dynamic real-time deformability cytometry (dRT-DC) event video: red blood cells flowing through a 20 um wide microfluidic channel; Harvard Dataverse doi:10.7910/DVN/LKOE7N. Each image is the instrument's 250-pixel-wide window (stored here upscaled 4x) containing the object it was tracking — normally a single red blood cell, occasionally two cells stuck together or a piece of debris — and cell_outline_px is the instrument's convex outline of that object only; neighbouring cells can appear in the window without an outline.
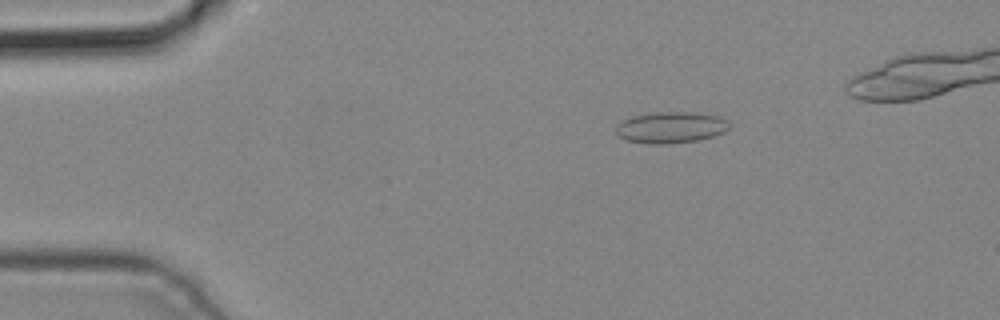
{"species": "common noctule bat (a hibernating species)", "species_latin": "Nyctalus noctula", "temperature_condition": "cold", "stored_images_in_passage": 7, "camera_frame_rate_fps": 3000, "um_per_image_px": 0.085, "animal": {"sex": "male", "body_mass_g": 19.2, "forearm_length_mm": 51.8}, "frame": {"image": 1, "passage_image": 3, "time_ms": 0.667, "image_size_px": [1000, 320], "cell_outline_px": [[732, 124], [724, 132], [712, 136], [696, 140], [668, 144], [648, 144], [628, 140], [616, 136], [616, 124], [632, 116], [656, 112], [692, 112], [720, 116], [728, 120]], "centroid_in_image_um": [57.02, 10.83], "position_along_channel_um": 28.0, "area_um2": 20.81}}
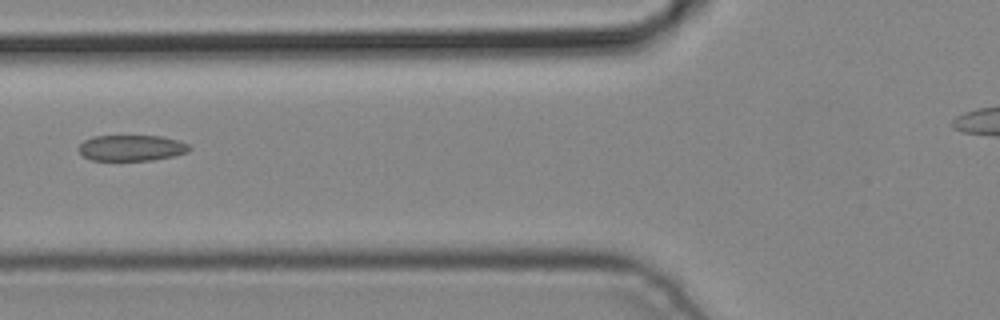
{"frame": {"image": 2, "passage_image": 6, "time_ms": 1.667, "image_size_px": [1000, 320], "cell_outline_px": [[192, 148], [188, 152], [172, 156], [152, 160], [92, 160], [84, 156], [76, 148], [84, 140], [92, 136], [164, 136], [188, 144]], "centroid_in_image_um": [11.16, 12.57], "position_along_channel_um": 114.6, "area_um2": 16.7}}